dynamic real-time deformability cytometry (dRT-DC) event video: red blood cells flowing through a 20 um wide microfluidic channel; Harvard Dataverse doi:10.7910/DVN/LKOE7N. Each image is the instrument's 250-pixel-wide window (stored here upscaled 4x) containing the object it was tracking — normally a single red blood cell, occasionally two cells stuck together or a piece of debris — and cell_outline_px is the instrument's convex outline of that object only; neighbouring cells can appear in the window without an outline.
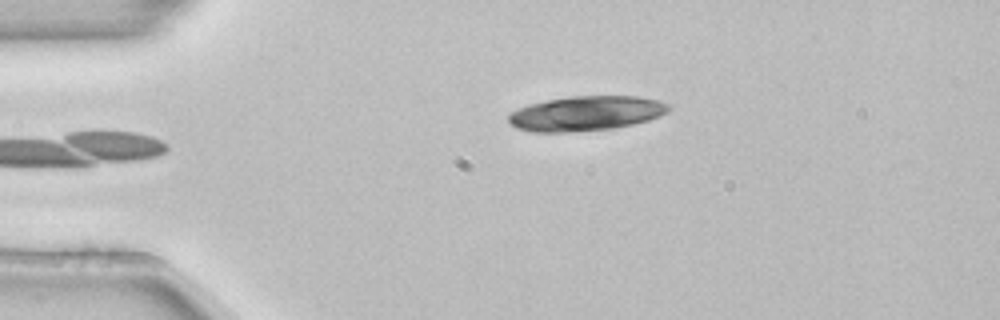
{"species": "common noctule bat (a hibernating species)", "species_latin": "Nyctalus noctula", "temperature_condition": "room temperature", "stored_images_in_passage": 5, "camera_frame_rate_fps": 3000, "um_per_image_px": 0.085, "animal": {"sex": "female", "body_mass_g": 22.7, "forearm_length_mm": 54.2}, "frame": {"image": 1, "passage_image": 4, "time_ms": 1.0, "image_size_px": [1000, 320], "cell_outline_px": [[672, 108], [668, 112], [660, 116], [648, 120], [616, 128], [568, 132], [532, 132], [516, 128], [508, 120], [508, 116], [512, 112], [528, 104], [548, 100], [572, 96], [636, 96], [660, 100], [672, 104]], "centroid_in_image_um": [49.87, 9.64], "position_along_channel_um": 35.1, "area_um2": 32.54}}